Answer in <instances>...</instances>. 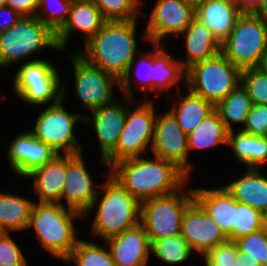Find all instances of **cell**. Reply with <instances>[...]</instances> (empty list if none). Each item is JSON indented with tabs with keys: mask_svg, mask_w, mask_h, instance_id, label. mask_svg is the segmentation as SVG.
Instances as JSON below:
<instances>
[{
	"mask_svg": "<svg viewBox=\"0 0 267 266\" xmlns=\"http://www.w3.org/2000/svg\"><path fill=\"white\" fill-rule=\"evenodd\" d=\"M253 14L267 25V0H261Z\"/></svg>",
	"mask_w": 267,
	"mask_h": 266,
	"instance_id": "obj_48",
	"label": "cell"
},
{
	"mask_svg": "<svg viewBox=\"0 0 267 266\" xmlns=\"http://www.w3.org/2000/svg\"><path fill=\"white\" fill-rule=\"evenodd\" d=\"M261 0H240L238 9L242 13H254Z\"/></svg>",
	"mask_w": 267,
	"mask_h": 266,
	"instance_id": "obj_46",
	"label": "cell"
},
{
	"mask_svg": "<svg viewBox=\"0 0 267 266\" xmlns=\"http://www.w3.org/2000/svg\"><path fill=\"white\" fill-rule=\"evenodd\" d=\"M263 228V213L235 200L234 225L228 240L236 241Z\"/></svg>",
	"mask_w": 267,
	"mask_h": 266,
	"instance_id": "obj_34",
	"label": "cell"
},
{
	"mask_svg": "<svg viewBox=\"0 0 267 266\" xmlns=\"http://www.w3.org/2000/svg\"><path fill=\"white\" fill-rule=\"evenodd\" d=\"M64 261L75 262L77 266H116L109 249L82 239Z\"/></svg>",
	"mask_w": 267,
	"mask_h": 266,
	"instance_id": "obj_32",
	"label": "cell"
},
{
	"mask_svg": "<svg viewBox=\"0 0 267 266\" xmlns=\"http://www.w3.org/2000/svg\"><path fill=\"white\" fill-rule=\"evenodd\" d=\"M222 1L233 4L237 7L239 6V3H240V0H222Z\"/></svg>",
	"mask_w": 267,
	"mask_h": 266,
	"instance_id": "obj_51",
	"label": "cell"
},
{
	"mask_svg": "<svg viewBox=\"0 0 267 266\" xmlns=\"http://www.w3.org/2000/svg\"><path fill=\"white\" fill-rule=\"evenodd\" d=\"M102 16L107 21H132L138 20L141 0H95Z\"/></svg>",
	"mask_w": 267,
	"mask_h": 266,
	"instance_id": "obj_36",
	"label": "cell"
},
{
	"mask_svg": "<svg viewBox=\"0 0 267 266\" xmlns=\"http://www.w3.org/2000/svg\"><path fill=\"white\" fill-rule=\"evenodd\" d=\"M184 186L174 193L141 202L140 223L150 241L180 234L183 213L194 201L193 190L185 193Z\"/></svg>",
	"mask_w": 267,
	"mask_h": 266,
	"instance_id": "obj_7",
	"label": "cell"
},
{
	"mask_svg": "<svg viewBox=\"0 0 267 266\" xmlns=\"http://www.w3.org/2000/svg\"><path fill=\"white\" fill-rule=\"evenodd\" d=\"M203 257L214 266H237V245L227 240L208 250Z\"/></svg>",
	"mask_w": 267,
	"mask_h": 266,
	"instance_id": "obj_40",
	"label": "cell"
},
{
	"mask_svg": "<svg viewBox=\"0 0 267 266\" xmlns=\"http://www.w3.org/2000/svg\"><path fill=\"white\" fill-rule=\"evenodd\" d=\"M1 13L2 14L7 13L6 16L8 15L7 16L8 18H5V21L0 22V33L9 29L11 26L16 24L22 18V16L18 12L14 11L13 9L7 6H0V16Z\"/></svg>",
	"mask_w": 267,
	"mask_h": 266,
	"instance_id": "obj_45",
	"label": "cell"
},
{
	"mask_svg": "<svg viewBox=\"0 0 267 266\" xmlns=\"http://www.w3.org/2000/svg\"><path fill=\"white\" fill-rule=\"evenodd\" d=\"M152 101H144L131 111L127 107L125 126L119 134L116 148L104 159L109 167L124 159L140 157L154 137L155 113Z\"/></svg>",
	"mask_w": 267,
	"mask_h": 266,
	"instance_id": "obj_10",
	"label": "cell"
},
{
	"mask_svg": "<svg viewBox=\"0 0 267 266\" xmlns=\"http://www.w3.org/2000/svg\"><path fill=\"white\" fill-rule=\"evenodd\" d=\"M238 251L245 252L261 266H267V230L261 229L235 241Z\"/></svg>",
	"mask_w": 267,
	"mask_h": 266,
	"instance_id": "obj_39",
	"label": "cell"
},
{
	"mask_svg": "<svg viewBox=\"0 0 267 266\" xmlns=\"http://www.w3.org/2000/svg\"><path fill=\"white\" fill-rule=\"evenodd\" d=\"M110 175L140 203L178 191L189 176L174 162L154 156V159L134 157L113 164Z\"/></svg>",
	"mask_w": 267,
	"mask_h": 266,
	"instance_id": "obj_1",
	"label": "cell"
},
{
	"mask_svg": "<svg viewBox=\"0 0 267 266\" xmlns=\"http://www.w3.org/2000/svg\"><path fill=\"white\" fill-rule=\"evenodd\" d=\"M205 265L206 266H214V265H211L206 259H205Z\"/></svg>",
	"mask_w": 267,
	"mask_h": 266,
	"instance_id": "obj_55",
	"label": "cell"
},
{
	"mask_svg": "<svg viewBox=\"0 0 267 266\" xmlns=\"http://www.w3.org/2000/svg\"><path fill=\"white\" fill-rule=\"evenodd\" d=\"M260 173L257 168H248L242 177L224 186L236 201L264 213L267 210V178Z\"/></svg>",
	"mask_w": 267,
	"mask_h": 266,
	"instance_id": "obj_23",
	"label": "cell"
},
{
	"mask_svg": "<svg viewBox=\"0 0 267 266\" xmlns=\"http://www.w3.org/2000/svg\"><path fill=\"white\" fill-rule=\"evenodd\" d=\"M180 234L192 250L202 256L216 245L228 240L216 221L195 200L183 213Z\"/></svg>",
	"mask_w": 267,
	"mask_h": 266,
	"instance_id": "obj_16",
	"label": "cell"
},
{
	"mask_svg": "<svg viewBox=\"0 0 267 266\" xmlns=\"http://www.w3.org/2000/svg\"><path fill=\"white\" fill-rule=\"evenodd\" d=\"M194 200L216 221L227 236L233 228L235 199L225 186L192 189Z\"/></svg>",
	"mask_w": 267,
	"mask_h": 266,
	"instance_id": "obj_22",
	"label": "cell"
},
{
	"mask_svg": "<svg viewBox=\"0 0 267 266\" xmlns=\"http://www.w3.org/2000/svg\"><path fill=\"white\" fill-rule=\"evenodd\" d=\"M233 156L247 168H259L267 162V137L252 136L243 131H229L228 144Z\"/></svg>",
	"mask_w": 267,
	"mask_h": 266,
	"instance_id": "obj_26",
	"label": "cell"
},
{
	"mask_svg": "<svg viewBox=\"0 0 267 266\" xmlns=\"http://www.w3.org/2000/svg\"><path fill=\"white\" fill-rule=\"evenodd\" d=\"M182 34L185 35L187 53L186 59L184 61L179 59V61L186 70L193 64L211 58L220 52L219 42L212 36L209 28L196 18Z\"/></svg>",
	"mask_w": 267,
	"mask_h": 266,
	"instance_id": "obj_24",
	"label": "cell"
},
{
	"mask_svg": "<svg viewBox=\"0 0 267 266\" xmlns=\"http://www.w3.org/2000/svg\"><path fill=\"white\" fill-rule=\"evenodd\" d=\"M256 69H258L261 73L267 75V49L265 53L261 56V59Z\"/></svg>",
	"mask_w": 267,
	"mask_h": 266,
	"instance_id": "obj_49",
	"label": "cell"
},
{
	"mask_svg": "<svg viewBox=\"0 0 267 266\" xmlns=\"http://www.w3.org/2000/svg\"><path fill=\"white\" fill-rule=\"evenodd\" d=\"M241 85L251 99L252 105H267V75L256 68H247L241 72Z\"/></svg>",
	"mask_w": 267,
	"mask_h": 266,
	"instance_id": "obj_38",
	"label": "cell"
},
{
	"mask_svg": "<svg viewBox=\"0 0 267 266\" xmlns=\"http://www.w3.org/2000/svg\"><path fill=\"white\" fill-rule=\"evenodd\" d=\"M82 153L66 154V179L60 204L88 216L98 203L99 190L86 169ZM97 202V203H96Z\"/></svg>",
	"mask_w": 267,
	"mask_h": 266,
	"instance_id": "obj_14",
	"label": "cell"
},
{
	"mask_svg": "<svg viewBox=\"0 0 267 266\" xmlns=\"http://www.w3.org/2000/svg\"><path fill=\"white\" fill-rule=\"evenodd\" d=\"M263 227L267 230V210L263 213Z\"/></svg>",
	"mask_w": 267,
	"mask_h": 266,
	"instance_id": "obj_50",
	"label": "cell"
},
{
	"mask_svg": "<svg viewBox=\"0 0 267 266\" xmlns=\"http://www.w3.org/2000/svg\"><path fill=\"white\" fill-rule=\"evenodd\" d=\"M151 242L150 253L167 264H178L188 260L193 250L181 235L157 239Z\"/></svg>",
	"mask_w": 267,
	"mask_h": 266,
	"instance_id": "obj_31",
	"label": "cell"
},
{
	"mask_svg": "<svg viewBox=\"0 0 267 266\" xmlns=\"http://www.w3.org/2000/svg\"><path fill=\"white\" fill-rule=\"evenodd\" d=\"M124 99L125 101L123 103H118L116 100V102L92 110V117L90 118L84 117V123H88L90 120L92 121L94 132L97 135L101 149L102 164L108 168L110 167L104 159L116 148L119 134L125 126L127 107L129 106L126 103H134L135 100V98H129L127 96Z\"/></svg>",
	"mask_w": 267,
	"mask_h": 266,
	"instance_id": "obj_17",
	"label": "cell"
},
{
	"mask_svg": "<svg viewBox=\"0 0 267 266\" xmlns=\"http://www.w3.org/2000/svg\"><path fill=\"white\" fill-rule=\"evenodd\" d=\"M77 217L84 218L81 213L59 203L34 202L28 229L34 228L40 244L64 261L79 240L73 224Z\"/></svg>",
	"mask_w": 267,
	"mask_h": 266,
	"instance_id": "obj_3",
	"label": "cell"
},
{
	"mask_svg": "<svg viewBox=\"0 0 267 266\" xmlns=\"http://www.w3.org/2000/svg\"><path fill=\"white\" fill-rule=\"evenodd\" d=\"M237 266H261L257 261L253 260L251 256L245 252L238 251L237 248Z\"/></svg>",
	"mask_w": 267,
	"mask_h": 266,
	"instance_id": "obj_47",
	"label": "cell"
},
{
	"mask_svg": "<svg viewBox=\"0 0 267 266\" xmlns=\"http://www.w3.org/2000/svg\"><path fill=\"white\" fill-rule=\"evenodd\" d=\"M242 70L221 52L186 70L187 88L216 106L241 84Z\"/></svg>",
	"mask_w": 267,
	"mask_h": 266,
	"instance_id": "obj_5",
	"label": "cell"
},
{
	"mask_svg": "<svg viewBox=\"0 0 267 266\" xmlns=\"http://www.w3.org/2000/svg\"><path fill=\"white\" fill-rule=\"evenodd\" d=\"M154 73H153V91L156 96L160 95L162 90L169 89L184 77L186 80V69L178 58H173L165 50L163 44L154 43ZM160 93V94H159Z\"/></svg>",
	"mask_w": 267,
	"mask_h": 266,
	"instance_id": "obj_27",
	"label": "cell"
},
{
	"mask_svg": "<svg viewBox=\"0 0 267 266\" xmlns=\"http://www.w3.org/2000/svg\"><path fill=\"white\" fill-rule=\"evenodd\" d=\"M13 82L14 94L32 105L58 103L65 99L57 67L42 59H31L18 68ZM62 86V87H60ZM60 88V89H59Z\"/></svg>",
	"mask_w": 267,
	"mask_h": 266,
	"instance_id": "obj_9",
	"label": "cell"
},
{
	"mask_svg": "<svg viewBox=\"0 0 267 266\" xmlns=\"http://www.w3.org/2000/svg\"><path fill=\"white\" fill-rule=\"evenodd\" d=\"M58 103L50 104L40 112L35 127L30 132L45 144L51 146L58 154H80L81 145L74 135V126L84 122L85 115L69 113Z\"/></svg>",
	"mask_w": 267,
	"mask_h": 266,
	"instance_id": "obj_11",
	"label": "cell"
},
{
	"mask_svg": "<svg viewBox=\"0 0 267 266\" xmlns=\"http://www.w3.org/2000/svg\"><path fill=\"white\" fill-rule=\"evenodd\" d=\"M57 155L58 152H56L51 146L39 141L31 133L30 172L53 160Z\"/></svg>",
	"mask_w": 267,
	"mask_h": 266,
	"instance_id": "obj_43",
	"label": "cell"
},
{
	"mask_svg": "<svg viewBox=\"0 0 267 266\" xmlns=\"http://www.w3.org/2000/svg\"><path fill=\"white\" fill-rule=\"evenodd\" d=\"M149 149L154 156L174 162L190 177L192 166L188 162L187 135L170 111L157 114L153 142Z\"/></svg>",
	"mask_w": 267,
	"mask_h": 266,
	"instance_id": "obj_15",
	"label": "cell"
},
{
	"mask_svg": "<svg viewBox=\"0 0 267 266\" xmlns=\"http://www.w3.org/2000/svg\"><path fill=\"white\" fill-rule=\"evenodd\" d=\"M8 0H0V6H6Z\"/></svg>",
	"mask_w": 267,
	"mask_h": 266,
	"instance_id": "obj_54",
	"label": "cell"
},
{
	"mask_svg": "<svg viewBox=\"0 0 267 266\" xmlns=\"http://www.w3.org/2000/svg\"><path fill=\"white\" fill-rule=\"evenodd\" d=\"M8 147L9 165L14 173L25 178L30 173L31 132L16 136Z\"/></svg>",
	"mask_w": 267,
	"mask_h": 266,
	"instance_id": "obj_35",
	"label": "cell"
},
{
	"mask_svg": "<svg viewBox=\"0 0 267 266\" xmlns=\"http://www.w3.org/2000/svg\"><path fill=\"white\" fill-rule=\"evenodd\" d=\"M140 59L138 58L137 60L135 59L136 57H134V59L132 60V62L130 63L126 73L124 74V76L120 79V90L121 92L124 94V96L129 97V98H134L133 97V93H132V86L131 84V70L135 68V71L132 73L133 75L136 76V82L138 86H140V88H142V92L146 93V92H151L153 91V73H154V51L152 50L150 53H141L139 54ZM140 64V66L145 65L146 69V76L145 75H141L142 73L139 72L137 69L140 68L138 67V65ZM142 64V65H141ZM134 67V68H133ZM137 68V69H136ZM144 68V66H143ZM144 74V72H143ZM143 77V78H142ZM145 77V78H144ZM142 85V86H141Z\"/></svg>",
	"mask_w": 267,
	"mask_h": 266,
	"instance_id": "obj_33",
	"label": "cell"
},
{
	"mask_svg": "<svg viewBox=\"0 0 267 266\" xmlns=\"http://www.w3.org/2000/svg\"><path fill=\"white\" fill-rule=\"evenodd\" d=\"M25 178H33V190L39 203H59L66 179V154L35 168Z\"/></svg>",
	"mask_w": 267,
	"mask_h": 266,
	"instance_id": "obj_21",
	"label": "cell"
},
{
	"mask_svg": "<svg viewBox=\"0 0 267 266\" xmlns=\"http://www.w3.org/2000/svg\"><path fill=\"white\" fill-rule=\"evenodd\" d=\"M106 242L116 266L147 265L151 242L140 222Z\"/></svg>",
	"mask_w": 267,
	"mask_h": 266,
	"instance_id": "obj_18",
	"label": "cell"
},
{
	"mask_svg": "<svg viewBox=\"0 0 267 266\" xmlns=\"http://www.w3.org/2000/svg\"><path fill=\"white\" fill-rule=\"evenodd\" d=\"M106 21L94 2H72L67 21L56 32L60 51L65 50L69 36L74 30L84 33V44H86Z\"/></svg>",
	"mask_w": 267,
	"mask_h": 266,
	"instance_id": "obj_19",
	"label": "cell"
},
{
	"mask_svg": "<svg viewBox=\"0 0 267 266\" xmlns=\"http://www.w3.org/2000/svg\"><path fill=\"white\" fill-rule=\"evenodd\" d=\"M229 130L224 125L219 113L214 110L187 135L188 151L208 149L216 145L228 144Z\"/></svg>",
	"mask_w": 267,
	"mask_h": 266,
	"instance_id": "obj_28",
	"label": "cell"
},
{
	"mask_svg": "<svg viewBox=\"0 0 267 266\" xmlns=\"http://www.w3.org/2000/svg\"><path fill=\"white\" fill-rule=\"evenodd\" d=\"M241 131L252 136L267 137V105H252Z\"/></svg>",
	"mask_w": 267,
	"mask_h": 266,
	"instance_id": "obj_42",
	"label": "cell"
},
{
	"mask_svg": "<svg viewBox=\"0 0 267 266\" xmlns=\"http://www.w3.org/2000/svg\"><path fill=\"white\" fill-rule=\"evenodd\" d=\"M267 49V25L253 13H242L220 52L241 70L256 68Z\"/></svg>",
	"mask_w": 267,
	"mask_h": 266,
	"instance_id": "obj_8",
	"label": "cell"
},
{
	"mask_svg": "<svg viewBox=\"0 0 267 266\" xmlns=\"http://www.w3.org/2000/svg\"><path fill=\"white\" fill-rule=\"evenodd\" d=\"M143 39L161 44L167 35H181L195 19V5L184 0H157Z\"/></svg>",
	"mask_w": 267,
	"mask_h": 266,
	"instance_id": "obj_13",
	"label": "cell"
},
{
	"mask_svg": "<svg viewBox=\"0 0 267 266\" xmlns=\"http://www.w3.org/2000/svg\"><path fill=\"white\" fill-rule=\"evenodd\" d=\"M6 6L21 16H36L38 0H8Z\"/></svg>",
	"mask_w": 267,
	"mask_h": 266,
	"instance_id": "obj_44",
	"label": "cell"
},
{
	"mask_svg": "<svg viewBox=\"0 0 267 266\" xmlns=\"http://www.w3.org/2000/svg\"><path fill=\"white\" fill-rule=\"evenodd\" d=\"M184 1L190 2L196 6L202 0H184Z\"/></svg>",
	"mask_w": 267,
	"mask_h": 266,
	"instance_id": "obj_52",
	"label": "cell"
},
{
	"mask_svg": "<svg viewBox=\"0 0 267 266\" xmlns=\"http://www.w3.org/2000/svg\"><path fill=\"white\" fill-rule=\"evenodd\" d=\"M34 202L11 193L0 194V227L4 232L27 230Z\"/></svg>",
	"mask_w": 267,
	"mask_h": 266,
	"instance_id": "obj_29",
	"label": "cell"
},
{
	"mask_svg": "<svg viewBox=\"0 0 267 266\" xmlns=\"http://www.w3.org/2000/svg\"><path fill=\"white\" fill-rule=\"evenodd\" d=\"M71 4V0H38L36 17L56 33L67 21ZM42 7L45 11L40 10Z\"/></svg>",
	"mask_w": 267,
	"mask_h": 266,
	"instance_id": "obj_37",
	"label": "cell"
},
{
	"mask_svg": "<svg viewBox=\"0 0 267 266\" xmlns=\"http://www.w3.org/2000/svg\"><path fill=\"white\" fill-rule=\"evenodd\" d=\"M4 233V231L2 230V228L0 227V235H2Z\"/></svg>",
	"mask_w": 267,
	"mask_h": 266,
	"instance_id": "obj_56",
	"label": "cell"
},
{
	"mask_svg": "<svg viewBox=\"0 0 267 266\" xmlns=\"http://www.w3.org/2000/svg\"><path fill=\"white\" fill-rule=\"evenodd\" d=\"M251 107V99L240 84L215 106V110L219 113L227 129L232 131V122L245 125Z\"/></svg>",
	"mask_w": 267,
	"mask_h": 266,
	"instance_id": "obj_30",
	"label": "cell"
},
{
	"mask_svg": "<svg viewBox=\"0 0 267 266\" xmlns=\"http://www.w3.org/2000/svg\"><path fill=\"white\" fill-rule=\"evenodd\" d=\"M47 47L60 51L56 33L38 17L22 16L16 24L0 33V66L5 68L21 62Z\"/></svg>",
	"mask_w": 267,
	"mask_h": 266,
	"instance_id": "obj_6",
	"label": "cell"
},
{
	"mask_svg": "<svg viewBox=\"0 0 267 266\" xmlns=\"http://www.w3.org/2000/svg\"><path fill=\"white\" fill-rule=\"evenodd\" d=\"M137 20L106 21L102 28L77 52L93 66L111 73L119 80L138 55L136 42ZM138 51V52H137Z\"/></svg>",
	"mask_w": 267,
	"mask_h": 266,
	"instance_id": "obj_2",
	"label": "cell"
},
{
	"mask_svg": "<svg viewBox=\"0 0 267 266\" xmlns=\"http://www.w3.org/2000/svg\"><path fill=\"white\" fill-rule=\"evenodd\" d=\"M72 2H94L95 0H71Z\"/></svg>",
	"mask_w": 267,
	"mask_h": 266,
	"instance_id": "obj_53",
	"label": "cell"
},
{
	"mask_svg": "<svg viewBox=\"0 0 267 266\" xmlns=\"http://www.w3.org/2000/svg\"><path fill=\"white\" fill-rule=\"evenodd\" d=\"M22 250L10 237L9 232L0 235V266H27Z\"/></svg>",
	"mask_w": 267,
	"mask_h": 266,
	"instance_id": "obj_41",
	"label": "cell"
},
{
	"mask_svg": "<svg viewBox=\"0 0 267 266\" xmlns=\"http://www.w3.org/2000/svg\"><path fill=\"white\" fill-rule=\"evenodd\" d=\"M104 184L92 224V233L105 241L140 222L141 203L126 191L110 172Z\"/></svg>",
	"mask_w": 267,
	"mask_h": 266,
	"instance_id": "obj_4",
	"label": "cell"
},
{
	"mask_svg": "<svg viewBox=\"0 0 267 266\" xmlns=\"http://www.w3.org/2000/svg\"><path fill=\"white\" fill-rule=\"evenodd\" d=\"M242 12L222 0H202L195 6V18L206 25L221 44L231 33Z\"/></svg>",
	"mask_w": 267,
	"mask_h": 266,
	"instance_id": "obj_20",
	"label": "cell"
},
{
	"mask_svg": "<svg viewBox=\"0 0 267 266\" xmlns=\"http://www.w3.org/2000/svg\"><path fill=\"white\" fill-rule=\"evenodd\" d=\"M74 69V92L83 106L92 111L114 102L112 86H120V80L111 73L93 66L78 53L71 54Z\"/></svg>",
	"mask_w": 267,
	"mask_h": 266,
	"instance_id": "obj_12",
	"label": "cell"
},
{
	"mask_svg": "<svg viewBox=\"0 0 267 266\" xmlns=\"http://www.w3.org/2000/svg\"><path fill=\"white\" fill-rule=\"evenodd\" d=\"M177 95L179 96L178 104L172 103L170 112L175 117L182 131L188 135L215 110V106L192 93L189 89L185 97L181 96L180 93H177Z\"/></svg>",
	"mask_w": 267,
	"mask_h": 266,
	"instance_id": "obj_25",
	"label": "cell"
}]
</instances>
